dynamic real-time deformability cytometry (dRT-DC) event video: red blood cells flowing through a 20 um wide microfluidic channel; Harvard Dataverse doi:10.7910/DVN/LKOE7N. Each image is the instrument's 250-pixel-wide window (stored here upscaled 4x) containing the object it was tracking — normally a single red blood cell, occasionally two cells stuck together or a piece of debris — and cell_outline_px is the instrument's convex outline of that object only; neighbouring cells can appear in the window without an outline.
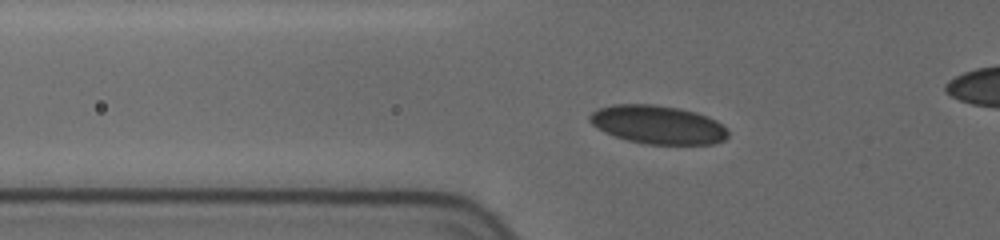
{"species": "human", "species_latin": "Homo sapiens", "temperature_condition": "cold", "stored_images_in_passage": 18, "camera_frame_rate_fps": 3000, "um_per_image_px": 0.085, "donor": {"sex": "female"}, "frame": {"image": 1, "passage_image": 11, "time_ms": 4.333, "image_size_px": [1000, 240], "cell_outline_px": [[728, 136], [724, 140], [712, 144], [644, 144], [628, 140], [604, 132], [596, 128], [588, 120], [588, 116], [592, 112], [600, 108], [616, 104], [652, 104], [680, 108], [696, 112], [708, 116], [716, 120], [728, 132]], "centroid_in_image_um": [55.9, 10.59], "position_along_channel_um": 69.9, "area_um2": 30.98}}
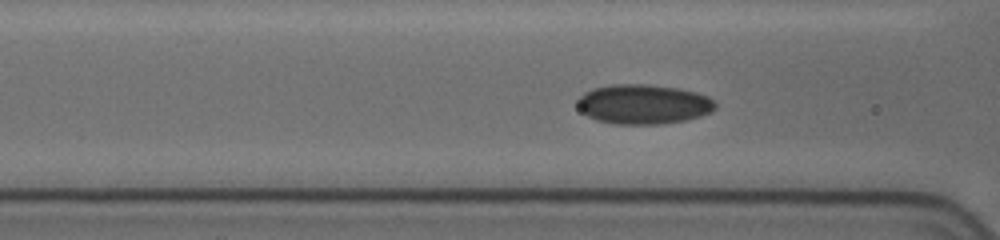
{"frame": {"image": 2, "passage_image": 16, "time_ms": 5.667, "image_size_px": [1000, 240], "cell_outline_px": [[716, 108], [712, 112], [700, 116], [684, 120], [660, 124], [612, 124], [596, 120], [588, 116], [580, 108], [576, 100], [584, 92], [592, 88], [612, 84], [648, 84], [680, 88], [696, 92], [708, 96], [716, 100]], "centroid_in_image_um": [54.71, 8.85], "position_along_channel_um": 111.9, "area_um2": 32.14}}